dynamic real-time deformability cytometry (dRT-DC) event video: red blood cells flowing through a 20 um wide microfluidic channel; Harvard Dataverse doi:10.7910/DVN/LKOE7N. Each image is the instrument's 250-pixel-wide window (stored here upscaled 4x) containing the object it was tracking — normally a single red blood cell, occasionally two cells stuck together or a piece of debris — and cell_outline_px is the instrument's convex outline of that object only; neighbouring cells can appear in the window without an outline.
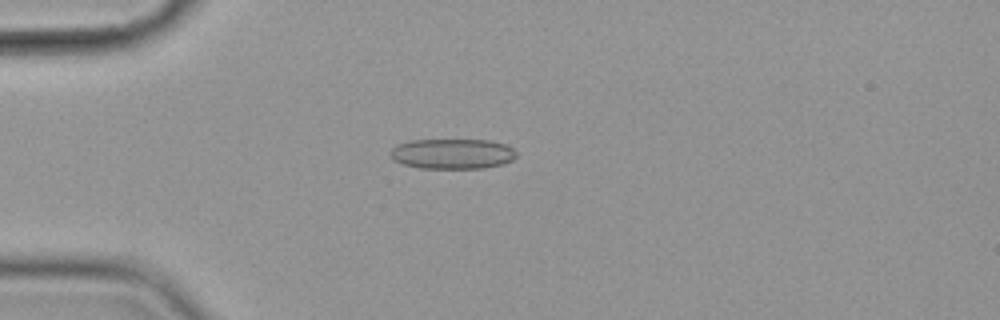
{"species": "common noctule bat (a hibernating species)", "species_latin": "Nyctalus noctula", "temperature_condition": "cold", "stored_images_in_passage": 13, "camera_frame_rate_fps": 3000, "um_per_image_px": 0.085, "animal": {"sex": "female", "body_mass_g": 19.9}, "frame": {"image": 1, "passage_image": 2, "time_ms": 1.333, "image_size_px": [1000, 320], "cell_outline_px": [[516, 156], [512, 160], [504, 164], [484, 168], [420, 168], [404, 164], [392, 160], [392, 148], [396, 144], [412, 140], [488, 140], [504, 144], [512, 148], [516, 152]], "centroid_in_image_um": [38.46, 13.07], "position_along_channel_um": 46.5, "area_um2": 22.14}}
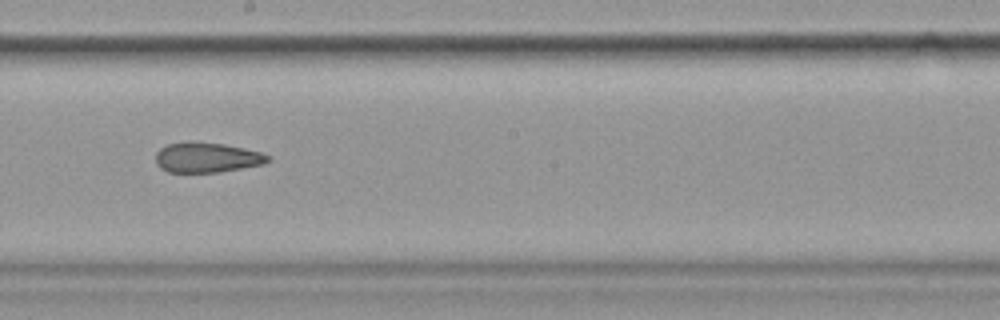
{"frame": {"image": 2, "passage_image": 7, "time_ms": 7.0, "image_size_px": [1000, 320], "cell_outline_px": [[272, 160], [264, 164], [220, 172], [168, 172], [160, 168], [156, 164], [156, 152], [160, 148], [168, 144], [188, 140], [192, 140], [224, 144], [244, 148], [260, 152], [272, 156]], "centroid_in_image_um": [17.59, 13.37], "position_along_channel_um": 230.6, "area_um2": 20.06}}
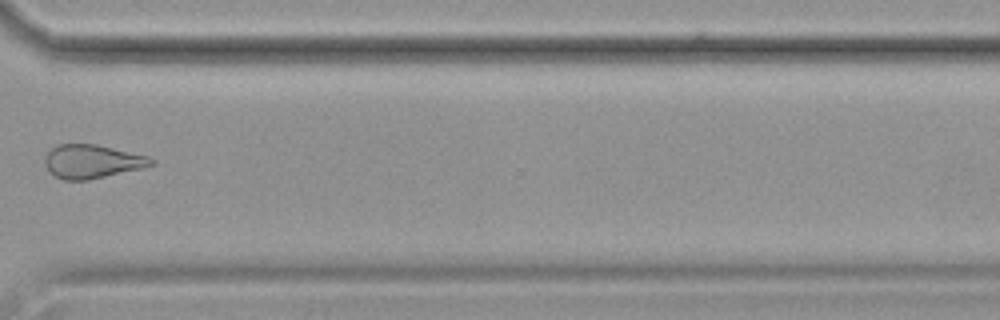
{"frame": {"image": 3, "passage_image": 10, "time_ms": 10.667, "image_size_px": [1000, 320], "cell_outline_px": [[156, 164], [144, 168], [88, 180], [64, 180], [56, 176], [48, 168], [44, 160], [48, 152], [52, 148], [60, 144], [96, 144], [148, 156], [156, 160]], "centroid_in_image_um": [7.89, 13.72], "position_along_channel_um": 362.7, "area_um2": 20.75}, "authors_computed_cell_mechanics": {"area_um2": 21.0392, "velocity_mm_per_s": 3.6017, "shape_relaxation_time_tau1_ms": null, "shape_relaxation_time_tau2_ms": 5.0188, "deformation_change_tau1": null, "deformation_change_tau2": 0.1042}}